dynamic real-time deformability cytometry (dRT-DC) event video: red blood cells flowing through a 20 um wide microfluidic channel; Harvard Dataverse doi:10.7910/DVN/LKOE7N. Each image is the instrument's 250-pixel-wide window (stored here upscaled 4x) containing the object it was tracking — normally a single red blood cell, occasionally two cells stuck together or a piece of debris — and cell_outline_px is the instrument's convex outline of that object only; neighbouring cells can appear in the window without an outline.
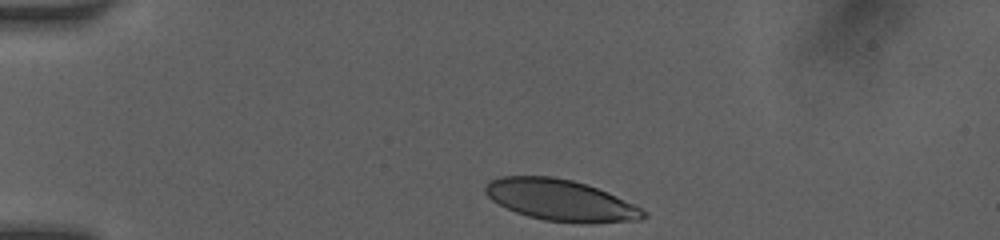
{"species": "human", "species_latin": "Homo sapiens", "temperature_condition": "room temperature", "stored_images_in_passage": 33, "camera_frame_rate_fps": 3000, "um_per_image_px": 0.085, "donor": {"sex": "female"}, "frame": {"image": 1, "passage_image": 1, "time_ms": 0.0, "image_size_px": [1000, 240], "cell_outline_px": [[648, 216], [640, 220], [592, 224], [580, 224], [544, 220], [528, 216], [516, 212], [492, 200], [484, 192], [484, 184], [488, 180], [500, 176], [552, 176], [572, 180], [588, 184], [608, 192], [636, 204], [648, 212]], "centroid_in_image_um": [47.7, 17.02], "position_along_channel_um": 37.3, "area_um2": 38.73}}
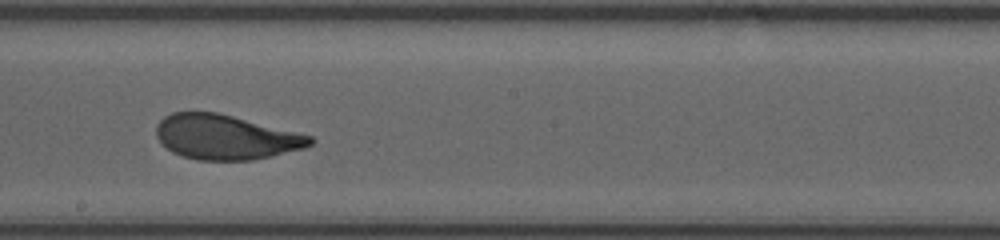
{"frame": {"image": 2, "passage_image": 19, "time_ms": 6.0, "image_size_px": [1000, 240], "cell_outline_px": [[316, 140], [312, 144], [304, 148], [272, 156], [252, 160], [196, 160], [172, 152], [156, 136], [156, 128], [160, 120], [164, 116], [172, 112], [216, 112], [312, 136]], "centroid_in_image_um": [19.18, 11.66], "position_along_channel_um": 229.0, "area_um2": 39.77}}
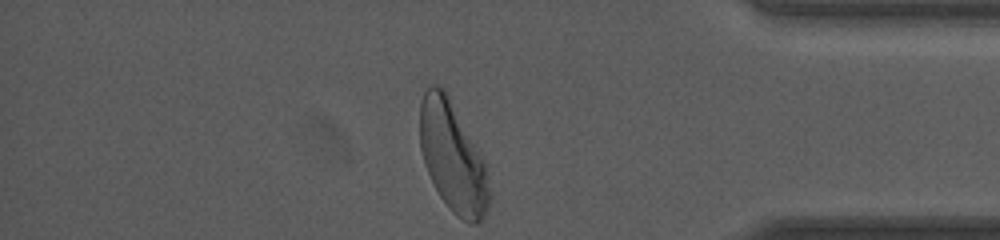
{"frame": {"image": 3, "passage_image": 33, "time_ms": 10.667, "image_size_px": [1000, 240], "cell_outline_px": [[492, 200], [484, 216], [476, 224], [468, 224], [456, 216], [448, 208], [440, 196], [424, 164], [420, 148], [420, 100], [424, 92], [432, 84], [436, 84], [444, 88], [480, 152], [484, 160], [492, 192]], "centroid_in_image_um": [38.5, 13.39], "position_along_channel_um": 396.7, "area_um2": 44.85}, "authors_computed_cell_mechanics": {"area_um2": 40.6334, "velocity_mm_per_s": 4.0788, "shape_relaxation_time_tau1_ms": 3.1367, "shape_relaxation_time_tau2_ms": 0.6996, "deformation_change_tau1": 0.1566, "deformation_change_tau2": 0.0783}}